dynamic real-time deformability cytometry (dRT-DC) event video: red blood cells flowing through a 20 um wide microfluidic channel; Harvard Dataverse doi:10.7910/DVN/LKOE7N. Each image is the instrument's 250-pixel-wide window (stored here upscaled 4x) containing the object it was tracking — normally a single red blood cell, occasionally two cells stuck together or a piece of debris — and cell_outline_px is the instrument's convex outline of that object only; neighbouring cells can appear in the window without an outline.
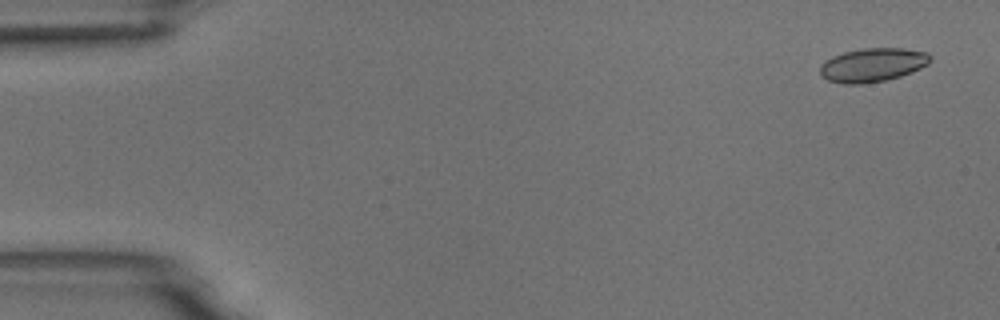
{"species": "common noctule bat (a hibernating species)", "species_latin": "Nyctalus noctula", "temperature_condition": "room temperature", "stored_images_in_passage": 4, "segment_of_instrument_passage": [2, 2], "camera_frame_rate_fps": 3000, "um_per_image_px": 0.085, "animal": {"sex": "male", "body_mass_g": 18.8}, "frame": {"image": 1, "passage_image": 4, "time_ms": 3.667, "image_size_px": [1000, 320], "cell_outline_px": [[932, 60], [928, 64], [912, 72], [900, 76], [884, 80], [860, 84], [844, 84], [828, 80], [820, 76], [820, 64], [824, 60], [832, 56], [844, 52], [864, 48], [904, 48], [928, 52], [932, 56]], "centroid_in_image_um": [74.17, 5.51], "position_along_channel_um": 10.8, "area_um2": 21.85}}